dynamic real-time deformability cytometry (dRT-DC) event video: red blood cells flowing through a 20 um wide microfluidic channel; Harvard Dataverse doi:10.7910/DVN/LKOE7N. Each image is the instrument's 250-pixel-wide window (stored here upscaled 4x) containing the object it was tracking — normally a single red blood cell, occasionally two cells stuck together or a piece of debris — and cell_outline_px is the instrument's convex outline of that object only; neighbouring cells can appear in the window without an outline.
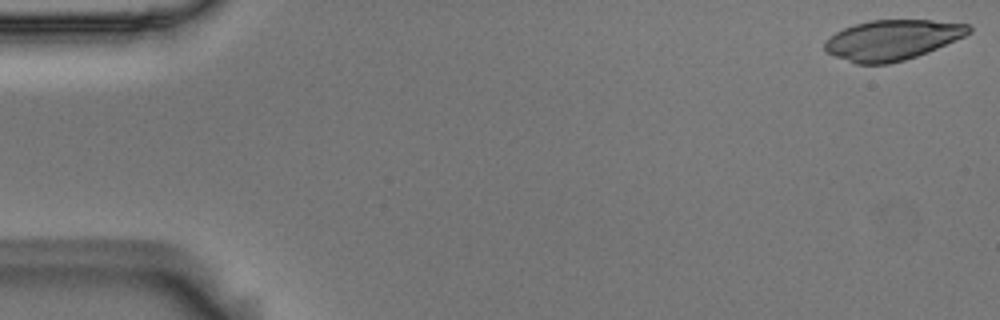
{"species": "Egyptian fruit bat (a non-hibernating species)", "species_latin": "Rousettus aegyptiacus", "temperature_condition": "room temperature", "stored_images_in_passage": 53, "camera_frame_rate_fps": 3000, "um_per_image_px": 0.085, "animal": {"sex": "male"}, "frame": {"image": 1, "passage_image": 1, "time_ms": 0.0, "image_size_px": [1000, 320], "cell_outline_px": [[972, 32], [964, 36], [928, 52], [904, 60], [888, 64], [856, 64], [836, 56], [828, 52], [824, 48], [824, 44], [836, 32], [844, 28], [856, 24], [872, 20], [932, 20], [968, 24], [972, 28]], "centroid_in_image_um": [75.87, 3.39], "position_along_channel_um": 9.1, "area_um2": 33.35}}